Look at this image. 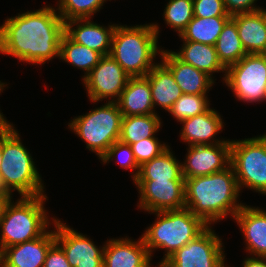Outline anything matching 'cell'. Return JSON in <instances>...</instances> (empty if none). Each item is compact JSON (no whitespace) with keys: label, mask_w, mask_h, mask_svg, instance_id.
Listing matches in <instances>:
<instances>
[{"label":"cell","mask_w":266,"mask_h":267,"mask_svg":"<svg viewBox=\"0 0 266 267\" xmlns=\"http://www.w3.org/2000/svg\"><path fill=\"white\" fill-rule=\"evenodd\" d=\"M56 11L49 5L5 19L0 26V53L39 65L59 58L65 22Z\"/></svg>","instance_id":"6da1fadb"},{"label":"cell","mask_w":266,"mask_h":267,"mask_svg":"<svg viewBox=\"0 0 266 267\" xmlns=\"http://www.w3.org/2000/svg\"><path fill=\"white\" fill-rule=\"evenodd\" d=\"M232 166L205 176L185 179V208L208 226L235 214L244 206ZM237 202V203H236ZM213 222V223H212Z\"/></svg>","instance_id":"7a4b0ae2"},{"label":"cell","mask_w":266,"mask_h":267,"mask_svg":"<svg viewBox=\"0 0 266 267\" xmlns=\"http://www.w3.org/2000/svg\"><path fill=\"white\" fill-rule=\"evenodd\" d=\"M159 29L157 23L134 27L117 24L109 55L130 77L146 76L157 64L156 55L162 52L157 45Z\"/></svg>","instance_id":"3957f363"},{"label":"cell","mask_w":266,"mask_h":267,"mask_svg":"<svg viewBox=\"0 0 266 267\" xmlns=\"http://www.w3.org/2000/svg\"><path fill=\"white\" fill-rule=\"evenodd\" d=\"M14 128L11 124L2 134L0 193L6 197H12L15 190L20 196L44 195L39 171Z\"/></svg>","instance_id":"277c9868"},{"label":"cell","mask_w":266,"mask_h":267,"mask_svg":"<svg viewBox=\"0 0 266 267\" xmlns=\"http://www.w3.org/2000/svg\"><path fill=\"white\" fill-rule=\"evenodd\" d=\"M5 197L0 207V249L42 236L50 220L44 208L46 195L21 196L15 203ZM14 203V204H13Z\"/></svg>","instance_id":"5b68a950"},{"label":"cell","mask_w":266,"mask_h":267,"mask_svg":"<svg viewBox=\"0 0 266 267\" xmlns=\"http://www.w3.org/2000/svg\"><path fill=\"white\" fill-rule=\"evenodd\" d=\"M152 213L157 218L152 226L144 231L142 238L151 257L154 249L165 250L164 258L158 263V267L208 227L200 217L195 216L187 208Z\"/></svg>","instance_id":"8992f818"},{"label":"cell","mask_w":266,"mask_h":267,"mask_svg":"<svg viewBox=\"0 0 266 267\" xmlns=\"http://www.w3.org/2000/svg\"><path fill=\"white\" fill-rule=\"evenodd\" d=\"M122 113L116 102H107L91 110L86 115L75 117L68 124L78 137L86 143V148L101 157L120 138Z\"/></svg>","instance_id":"52a82bcc"},{"label":"cell","mask_w":266,"mask_h":267,"mask_svg":"<svg viewBox=\"0 0 266 267\" xmlns=\"http://www.w3.org/2000/svg\"><path fill=\"white\" fill-rule=\"evenodd\" d=\"M239 190L242 187L266 195V134L231 140V162Z\"/></svg>","instance_id":"ba28073f"},{"label":"cell","mask_w":266,"mask_h":267,"mask_svg":"<svg viewBox=\"0 0 266 267\" xmlns=\"http://www.w3.org/2000/svg\"><path fill=\"white\" fill-rule=\"evenodd\" d=\"M223 81L238 100L247 103L264 101L266 54H247L226 69Z\"/></svg>","instance_id":"9c48e42d"},{"label":"cell","mask_w":266,"mask_h":267,"mask_svg":"<svg viewBox=\"0 0 266 267\" xmlns=\"http://www.w3.org/2000/svg\"><path fill=\"white\" fill-rule=\"evenodd\" d=\"M208 226L172 254L160 267H225L222 239Z\"/></svg>","instance_id":"30bf717a"},{"label":"cell","mask_w":266,"mask_h":267,"mask_svg":"<svg viewBox=\"0 0 266 267\" xmlns=\"http://www.w3.org/2000/svg\"><path fill=\"white\" fill-rule=\"evenodd\" d=\"M130 76L110 55L103 56L91 72L82 79L91 102L111 98L116 102Z\"/></svg>","instance_id":"8fae6325"},{"label":"cell","mask_w":266,"mask_h":267,"mask_svg":"<svg viewBox=\"0 0 266 267\" xmlns=\"http://www.w3.org/2000/svg\"><path fill=\"white\" fill-rule=\"evenodd\" d=\"M55 242L63 249L71 267H103L104 246H96L89 237L52 218Z\"/></svg>","instance_id":"7c38bea8"},{"label":"cell","mask_w":266,"mask_h":267,"mask_svg":"<svg viewBox=\"0 0 266 267\" xmlns=\"http://www.w3.org/2000/svg\"><path fill=\"white\" fill-rule=\"evenodd\" d=\"M133 182L139 191L140 209L152 213L185 208V180Z\"/></svg>","instance_id":"4fadbf2b"},{"label":"cell","mask_w":266,"mask_h":267,"mask_svg":"<svg viewBox=\"0 0 266 267\" xmlns=\"http://www.w3.org/2000/svg\"><path fill=\"white\" fill-rule=\"evenodd\" d=\"M182 163L184 179L210 175L230 166L231 143L188 146Z\"/></svg>","instance_id":"5bb4252c"},{"label":"cell","mask_w":266,"mask_h":267,"mask_svg":"<svg viewBox=\"0 0 266 267\" xmlns=\"http://www.w3.org/2000/svg\"><path fill=\"white\" fill-rule=\"evenodd\" d=\"M150 261L142 236L137 241L122 237L105 243L103 267H151Z\"/></svg>","instance_id":"9a60e30c"},{"label":"cell","mask_w":266,"mask_h":267,"mask_svg":"<svg viewBox=\"0 0 266 267\" xmlns=\"http://www.w3.org/2000/svg\"><path fill=\"white\" fill-rule=\"evenodd\" d=\"M54 243L55 230H47L39 238L7 247L2 251L3 267H43Z\"/></svg>","instance_id":"2e32d148"},{"label":"cell","mask_w":266,"mask_h":267,"mask_svg":"<svg viewBox=\"0 0 266 267\" xmlns=\"http://www.w3.org/2000/svg\"><path fill=\"white\" fill-rule=\"evenodd\" d=\"M76 27H73L75 26ZM117 24L103 27L91 18L72 19L65 22V34L75 43L93 49L103 56L109 55Z\"/></svg>","instance_id":"e0dca14e"},{"label":"cell","mask_w":266,"mask_h":267,"mask_svg":"<svg viewBox=\"0 0 266 267\" xmlns=\"http://www.w3.org/2000/svg\"><path fill=\"white\" fill-rule=\"evenodd\" d=\"M183 124L180 138L194 145H213L219 143H231V140L215 139L216 135L223 129V120L220 114L212 108L206 112L180 122Z\"/></svg>","instance_id":"ac0fdd59"},{"label":"cell","mask_w":266,"mask_h":267,"mask_svg":"<svg viewBox=\"0 0 266 267\" xmlns=\"http://www.w3.org/2000/svg\"><path fill=\"white\" fill-rule=\"evenodd\" d=\"M162 63L171 71L183 94L206 95L214 85V80L208 74L190 64L179 60L172 51L162 50L159 55Z\"/></svg>","instance_id":"d6986e66"},{"label":"cell","mask_w":266,"mask_h":267,"mask_svg":"<svg viewBox=\"0 0 266 267\" xmlns=\"http://www.w3.org/2000/svg\"><path fill=\"white\" fill-rule=\"evenodd\" d=\"M233 219L244 234L246 251L253 257H266V211L244 205Z\"/></svg>","instance_id":"ffe728a7"},{"label":"cell","mask_w":266,"mask_h":267,"mask_svg":"<svg viewBox=\"0 0 266 267\" xmlns=\"http://www.w3.org/2000/svg\"><path fill=\"white\" fill-rule=\"evenodd\" d=\"M247 54H266V17L264 9L232 15Z\"/></svg>","instance_id":"44dd1931"},{"label":"cell","mask_w":266,"mask_h":267,"mask_svg":"<svg viewBox=\"0 0 266 267\" xmlns=\"http://www.w3.org/2000/svg\"><path fill=\"white\" fill-rule=\"evenodd\" d=\"M116 103L123 116L157 114L152 102L150 83L145 76L130 77Z\"/></svg>","instance_id":"7402d4cb"},{"label":"cell","mask_w":266,"mask_h":267,"mask_svg":"<svg viewBox=\"0 0 266 267\" xmlns=\"http://www.w3.org/2000/svg\"><path fill=\"white\" fill-rule=\"evenodd\" d=\"M150 83L152 102L168 111L183 94L171 71L162 63L156 64L145 76Z\"/></svg>","instance_id":"603a6c76"},{"label":"cell","mask_w":266,"mask_h":267,"mask_svg":"<svg viewBox=\"0 0 266 267\" xmlns=\"http://www.w3.org/2000/svg\"><path fill=\"white\" fill-rule=\"evenodd\" d=\"M172 53L182 62L190 64L212 78L214 72H226L219 62L215 46L184 41L180 51Z\"/></svg>","instance_id":"cb8c5ba5"},{"label":"cell","mask_w":266,"mask_h":267,"mask_svg":"<svg viewBox=\"0 0 266 267\" xmlns=\"http://www.w3.org/2000/svg\"><path fill=\"white\" fill-rule=\"evenodd\" d=\"M171 148L145 162L140 166L138 177L134 181H155V180H185L182 174V162L180 163Z\"/></svg>","instance_id":"d4e9b609"},{"label":"cell","mask_w":266,"mask_h":267,"mask_svg":"<svg viewBox=\"0 0 266 267\" xmlns=\"http://www.w3.org/2000/svg\"><path fill=\"white\" fill-rule=\"evenodd\" d=\"M232 16H216L209 18L195 17L188 23L179 37L183 41H194L215 46L225 24Z\"/></svg>","instance_id":"484cf974"},{"label":"cell","mask_w":266,"mask_h":267,"mask_svg":"<svg viewBox=\"0 0 266 267\" xmlns=\"http://www.w3.org/2000/svg\"><path fill=\"white\" fill-rule=\"evenodd\" d=\"M161 120L158 114L123 116L119 140L126 144H134L146 138H157Z\"/></svg>","instance_id":"4316f807"},{"label":"cell","mask_w":266,"mask_h":267,"mask_svg":"<svg viewBox=\"0 0 266 267\" xmlns=\"http://www.w3.org/2000/svg\"><path fill=\"white\" fill-rule=\"evenodd\" d=\"M103 55L82 44L75 43L66 34L60 43L59 59L84 71L83 79L99 63Z\"/></svg>","instance_id":"83f0119b"},{"label":"cell","mask_w":266,"mask_h":267,"mask_svg":"<svg viewBox=\"0 0 266 267\" xmlns=\"http://www.w3.org/2000/svg\"><path fill=\"white\" fill-rule=\"evenodd\" d=\"M215 49L222 66L227 69L247 55L238 35L236 23L230 19L221 31Z\"/></svg>","instance_id":"f1b7e54d"},{"label":"cell","mask_w":266,"mask_h":267,"mask_svg":"<svg viewBox=\"0 0 266 267\" xmlns=\"http://www.w3.org/2000/svg\"><path fill=\"white\" fill-rule=\"evenodd\" d=\"M107 0H59L58 14L64 22L72 19L92 18Z\"/></svg>","instance_id":"f546056e"},{"label":"cell","mask_w":266,"mask_h":267,"mask_svg":"<svg viewBox=\"0 0 266 267\" xmlns=\"http://www.w3.org/2000/svg\"><path fill=\"white\" fill-rule=\"evenodd\" d=\"M163 15L166 24L180 36L193 19V0H169Z\"/></svg>","instance_id":"4dcf8cb0"},{"label":"cell","mask_w":266,"mask_h":267,"mask_svg":"<svg viewBox=\"0 0 266 267\" xmlns=\"http://www.w3.org/2000/svg\"><path fill=\"white\" fill-rule=\"evenodd\" d=\"M208 102L209 100L206 95L182 94L173 104L169 113H171L178 122H181L206 112L210 108V102Z\"/></svg>","instance_id":"1f68e13d"},{"label":"cell","mask_w":266,"mask_h":267,"mask_svg":"<svg viewBox=\"0 0 266 267\" xmlns=\"http://www.w3.org/2000/svg\"><path fill=\"white\" fill-rule=\"evenodd\" d=\"M116 157L118 163L120 164V167H122L123 169H137L136 172H133L132 177L134 181L139 175L140 166L137 164L131 146L118 140L108 148L107 152L101 157L100 160L103 162V164H106L111 160L113 161V158Z\"/></svg>","instance_id":"d6a6232c"},{"label":"cell","mask_w":266,"mask_h":267,"mask_svg":"<svg viewBox=\"0 0 266 267\" xmlns=\"http://www.w3.org/2000/svg\"><path fill=\"white\" fill-rule=\"evenodd\" d=\"M131 149L139 166L145 162L151 161L162 152H164L169 145L159 142L158 138H146L134 144H131Z\"/></svg>","instance_id":"836d02e7"},{"label":"cell","mask_w":266,"mask_h":267,"mask_svg":"<svg viewBox=\"0 0 266 267\" xmlns=\"http://www.w3.org/2000/svg\"><path fill=\"white\" fill-rule=\"evenodd\" d=\"M193 10L195 17L231 16L227 13L223 0H193Z\"/></svg>","instance_id":"e575fe53"},{"label":"cell","mask_w":266,"mask_h":267,"mask_svg":"<svg viewBox=\"0 0 266 267\" xmlns=\"http://www.w3.org/2000/svg\"><path fill=\"white\" fill-rule=\"evenodd\" d=\"M224 6L229 15L240 13H250L261 10V7H256L257 0H223ZM255 5V6H254Z\"/></svg>","instance_id":"d590c367"},{"label":"cell","mask_w":266,"mask_h":267,"mask_svg":"<svg viewBox=\"0 0 266 267\" xmlns=\"http://www.w3.org/2000/svg\"><path fill=\"white\" fill-rule=\"evenodd\" d=\"M43 267H71L63 249L56 242L49 248Z\"/></svg>","instance_id":"8d00e7d4"},{"label":"cell","mask_w":266,"mask_h":267,"mask_svg":"<svg viewBox=\"0 0 266 267\" xmlns=\"http://www.w3.org/2000/svg\"><path fill=\"white\" fill-rule=\"evenodd\" d=\"M242 267H266V257H247Z\"/></svg>","instance_id":"74e56055"},{"label":"cell","mask_w":266,"mask_h":267,"mask_svg":"<svg viewBox=\"0 0 266 267\" xmlns=\"http://www.w3.org/2000/svg\"><path fill=\"white\" fill-rule=\"evenodd\" d=\"M10 125L11 123H9L4 116H0V136Z\"/></svg>","instance_id":"f35d334b"},{"label":"cell","mask_w":266,"mask_h":267,"mask_svg":"<svg viewBox=\"0 0 266 267\" xmlns=\"http://www.w3.org/2000/svg\"><path fill=\"white\" fill-rule=\"evenodd\" d=\"M3 162L2 160V135L0 136V167L1 163Z\"/></svg>","instance_id":"ab89813d"},{"label":"cell","mask_w":266,"mask_h":267,"mask_svg":"<svg viewBox=\"0 0 266 267\" xmlns=\"http://www.w3.org/2000/svg\"><path fill=\"white\" fill-rule=\"evenodd\" d=\"M6 86L7 85H5V83H3V82L0 81V93L3 92L4 87H6ZM0 116H3V114L1 113V111H0Z\"/></svg>","instance_id":"60d3db41"},{"label":"cell","mask_w":266,"mask_h":267,"mask_svg":"<svg viewBox=\"0 0 266 267\" xmlns=\"http://www.w3.org/2000/svg\"><path fill=\"white\" fill-rule=\"evenodd\" d=\"M5 197L6 196H4L3 194L0 193V207H1V204H2Z\"/></svg>","instance_id":"b9f144b4"},{"label":"cell","mask_w":266,"mask_h":267,"mask_svg":"<svg viewBox=\"0 0 266 267\" xmlns=\"http://www.w3.org/2000/svg\"><path fill=\"white\" fill-rule=\"evenodd\" d=\"M0 267H3V263H2V250L0 249Z\"/></svg>","instance_id":"7bdbcfd3"},{"label":"cell","mask_w":266,"mask_h":267,"mask_svg":"<svg viewBox=\"0 0 266 267\" xmlns=\"http://www.w3.org/2000/svg\"><path fill=\"white\" fill-rule=\"evenodd\" d=\"M265 100H266V83H265Z\"/></svg>","instance_id":"ee69618b"}]
</instances>
